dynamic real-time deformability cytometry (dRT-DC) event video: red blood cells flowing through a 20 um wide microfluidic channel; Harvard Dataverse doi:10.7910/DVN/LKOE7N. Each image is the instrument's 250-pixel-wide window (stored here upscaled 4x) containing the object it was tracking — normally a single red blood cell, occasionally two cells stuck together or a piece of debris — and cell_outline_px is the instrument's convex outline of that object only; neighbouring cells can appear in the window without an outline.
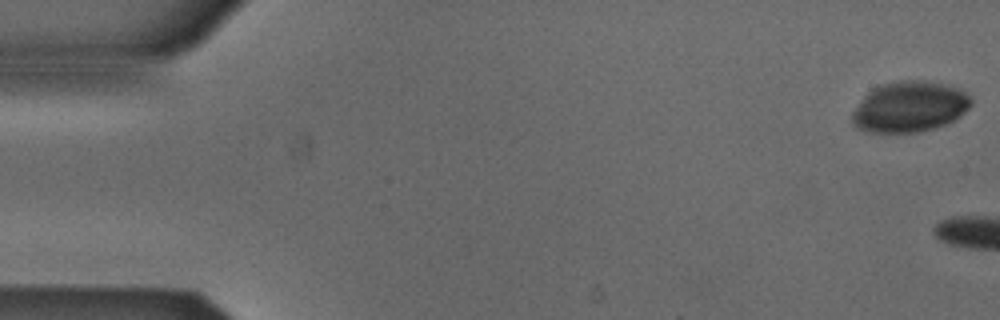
{"species": "Egyptian fruit bat (a non-hibernating species)", "species_latin": "Rousettus aegyptiacus", "temperature_condition": "cold", "stored_images_in_passage": 6, "camera_frame_rate_fps": 3000, "um_per_image_px": 0.085, "animal": {"sex": "male"}, "frame": {"image": 1, "passage_image": 1, "time_ms": 0.0, "image_size_px": [1000, 320], "cell_outline_px": [[972, 104], [960, 116], [944, 124], [932, 128], [916, 132], [872, 132], [856, 128], [852, 124], [852, 112], [864, 96], [868, 92], [880, 84], [900, 80], [928, 80], [960, 88], [972, 100]], "centroid_in_image_um": [77.3, 9.06], "position_along_channel_um": 7.7, "area_um2": 35.03}}
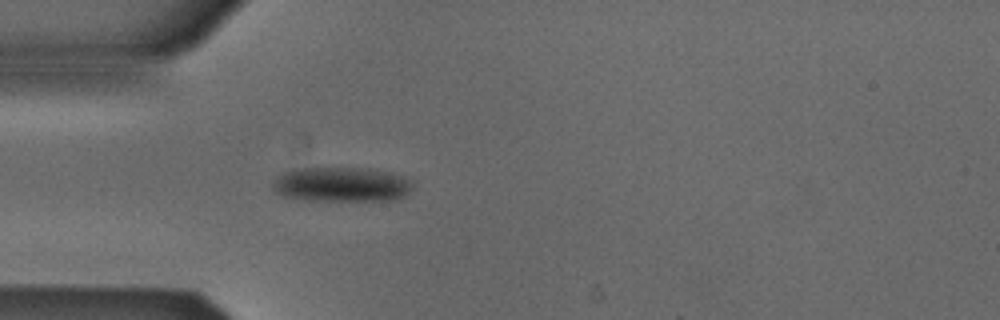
{"frame": {"image": 2, "passage_image": 6, "time_ms": 1.667, "image_size_px": [1000, 320], "cell_outline_px": [[412, 188], [404, 196], [396, 200], [296, 200], [280, 196], [272, 192], [272, 184], [276, 176], [284, 172], [304, 168], [368, 168], [388, 172], [404, 176], [412, 184]], "centroid_in_image_um": [28.96, 15.69], "position_along_channel_um": 56.0, "area_um2": 28.55}}